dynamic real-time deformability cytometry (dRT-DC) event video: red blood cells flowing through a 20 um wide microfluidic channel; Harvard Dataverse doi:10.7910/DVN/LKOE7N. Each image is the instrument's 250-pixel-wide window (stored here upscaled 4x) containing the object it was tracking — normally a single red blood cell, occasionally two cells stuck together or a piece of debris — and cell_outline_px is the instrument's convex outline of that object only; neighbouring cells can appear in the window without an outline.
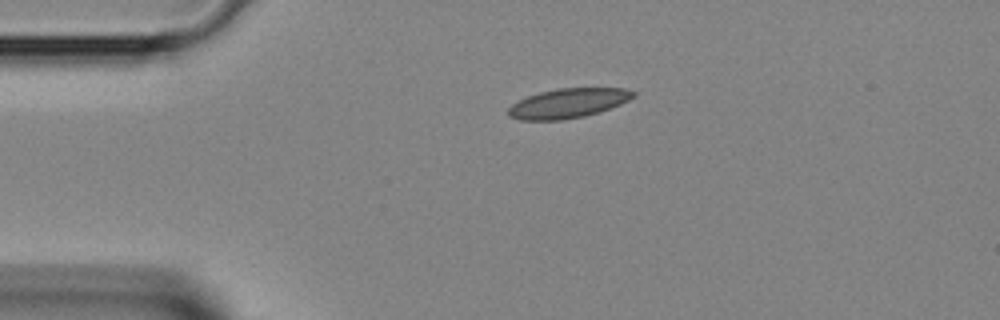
{"species": "Egyptian fruit bat (a non-hibernating species)", "species_latin": "Rousettus aegyptiacus", "temperature_condition": "room temperature", "stored_images_in_passage": 3, "camera_frame_rate_fps": 3000, "um_per_image_px": 0.085, "animal": {"sex": "female"}, "frame": {"image": 1, "passage_image": 3, "time_ms": 0.667, "image_size_px": [1000, 320], "cell_outline_px": [[636, 96], [620, 104], [584, 116], [560, 120], [520, 120], [508, 116], [508, 108], [512, 104], [528, 96], [540, 92], [556, 88], [624, 88], [636, 92]], "centroid_in_image_um": [48.27, 8.77], "position_along_channel_um": 36.7, "area_um2": 21.33}}